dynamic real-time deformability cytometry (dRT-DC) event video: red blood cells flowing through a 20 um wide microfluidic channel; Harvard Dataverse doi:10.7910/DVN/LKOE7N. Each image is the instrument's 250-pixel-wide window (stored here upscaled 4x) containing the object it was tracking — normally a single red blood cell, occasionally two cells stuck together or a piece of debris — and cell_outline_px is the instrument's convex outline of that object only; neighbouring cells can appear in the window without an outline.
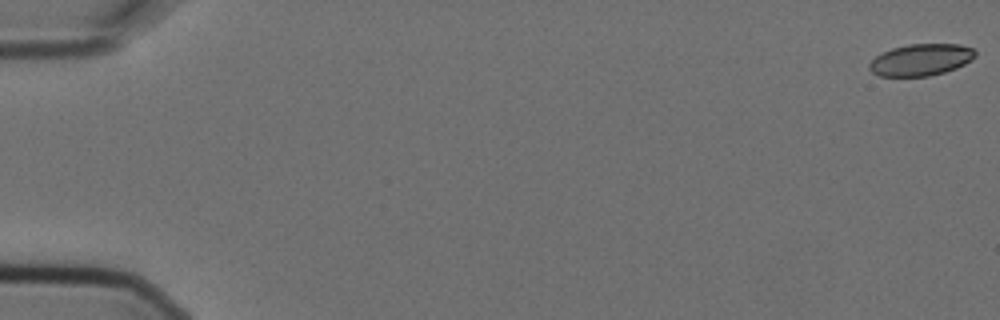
{"species": "Egyptian fruit bat (a non-hibernating species)", "species_latin": "Rousettus aegyptiacus", "temperature_condition": "cold", "stored_images_in_passage": 5, "camera_frame_rate_fps": 3000, "um_per_image_px": 0.085, "animal": {"sex": "female"}, "frame": {"image": 1, "passage_image": 1, "time_ms": 0.0, "image_size_px": [1000, 320], "cell_outline_px": [[976, 56], [972, 60], [956, 68], [944, 72], [928, 76], [880, 76], [872, 72], [868, 68], [868, 64], [876, 56], [892, 48], [908, 44], [960, 44], [972, 48], [976, 52]], "centroid_in_image_um": [78.29, 5.08], "position_along_channel_um": 6.7, "area_um2": 19.59}}
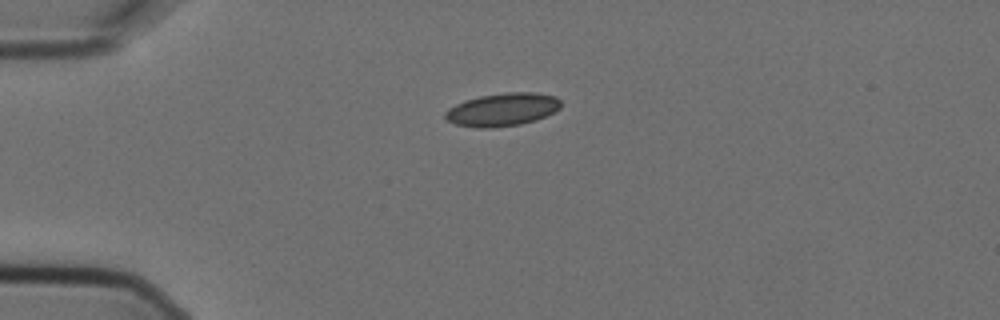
{"frame": {"image": 2, "passage_image": 5, "time_ms": 1.333, "image_size_px": [1000, 320], "cell_outline_px": [[560, 108], [556, 112], [536, 120], [520, 124], [488, 128], [476, 128], [456, 124], [448, 120], [444, 116], [444, 112], [448, 108], [464, 100], [480, 96], [508, 92], [536, 92], [556, 96], [560, 100]], "centroid_in_image_um": [42.72, 9.31], "position_along_channel_um": 42.3, "area_um2": 22.37}}